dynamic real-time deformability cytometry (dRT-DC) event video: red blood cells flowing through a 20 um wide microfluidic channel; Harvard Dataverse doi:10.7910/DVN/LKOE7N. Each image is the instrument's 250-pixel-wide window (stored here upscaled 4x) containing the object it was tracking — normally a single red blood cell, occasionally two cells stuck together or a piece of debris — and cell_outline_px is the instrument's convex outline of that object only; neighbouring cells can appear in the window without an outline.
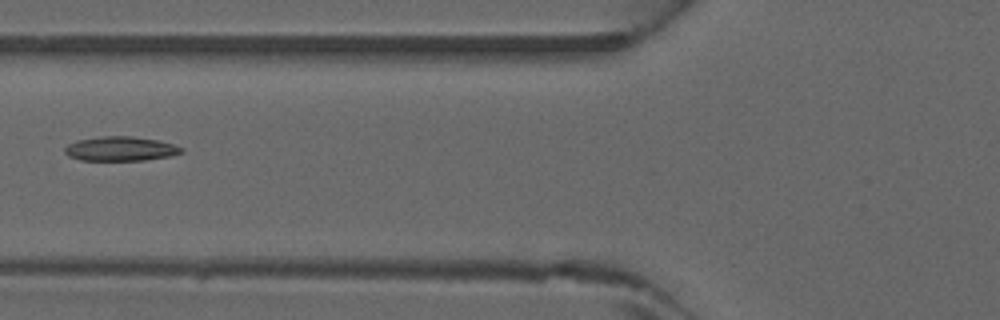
{"species": "common noctule bat (a hibernating species)", "species_latin": "Nyctalus noctula", "temperature_condition": "warm", "stored_images_in_passage": 31, "camera_frame_rate_fps": 3000, "um_per_image_px": 0.085, "animal": {"sex": "male", "forearm_length_mm": 52.5}, "frame": {"image": 1, "passage_image": 5, "time_ms": 1.333, "image_size_px": [1000, 320], "cell_outline_px": [[184, 152], [172, 156], [144, 160], [80, 160], [68, 156], [64, 152], [64, 148], [68, 144], [76, 140], [100, 136], [132, 136], [160, 140], [184, 148]], "centroid_in_image_um": [10.25, 12.64], "position_along_channel_um": 115.5, "area_um2": 16.76}}
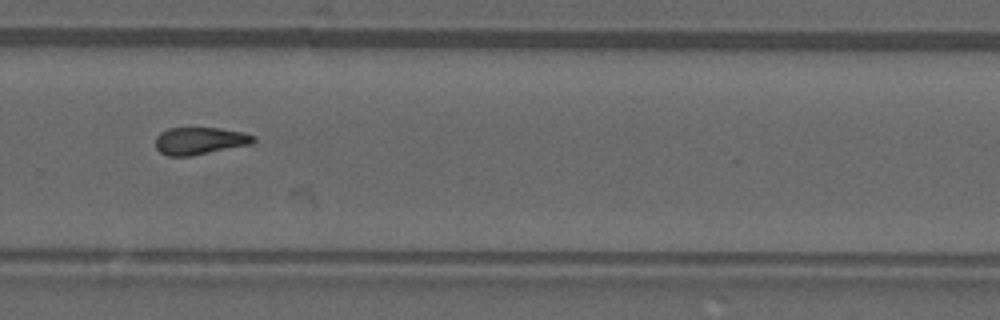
{"frame": {"image": 2, "passage_image": 18, "time_ms": 5.667, "image_size_px": [1000, 320], "cell_outline_px": [[256, 144], [192, 156], [168, 156], [160, 152], [156, 148], [156, 136], [160, 132], [168, 128], [220, 128], [244, 132], [256, 136]], "centroid_in_image_um": [17.05, 11.98], "position_along_channel_um": 312.7, "area_um2": 16.01}}